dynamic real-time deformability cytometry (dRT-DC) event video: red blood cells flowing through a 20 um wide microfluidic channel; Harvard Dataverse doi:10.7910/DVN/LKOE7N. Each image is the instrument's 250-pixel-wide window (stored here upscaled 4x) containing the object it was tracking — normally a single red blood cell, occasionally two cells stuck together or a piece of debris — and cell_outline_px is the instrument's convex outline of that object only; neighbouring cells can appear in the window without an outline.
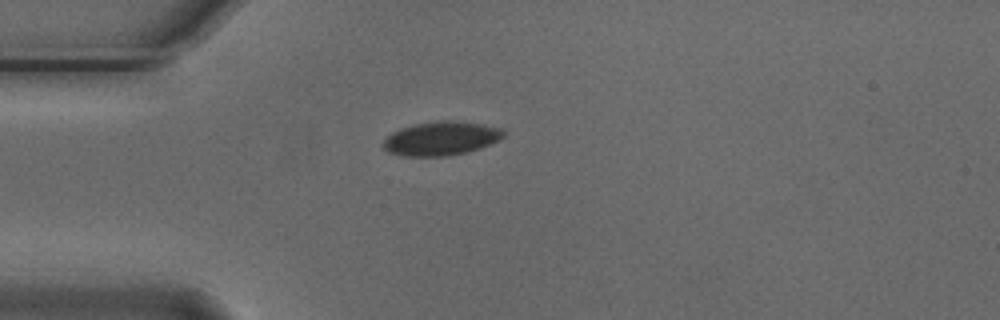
{"species": "Egyptian fruit bat (a non-hibernating species)", "species_latin": "Rousettus aegyptiacus", "temperature_condition": "cold", "stored_images_in_passage": 1, "camera_frame_rate_fps": 3000, "um_per_image_px": 0.085, "animal": {"sex": "male"}, "frame": {"image": 1, "passage_image": 1, "time_ms": 0.0, "image_size_px": [1000, 320], "cell_outline_px": [[508, 132], [500, 140], [480, 148], [468, 152], [448, 156], [404, 156], [388, 152], [380, 144], [392, 132], [400, 128], [416, 124], [436, 120], [448, 120], [480, 124], [504, 128]], "centroid_in_image_um": [37.52, 11.77], "position_along_channel_um": 47.5, "area_um2": 23.99}}